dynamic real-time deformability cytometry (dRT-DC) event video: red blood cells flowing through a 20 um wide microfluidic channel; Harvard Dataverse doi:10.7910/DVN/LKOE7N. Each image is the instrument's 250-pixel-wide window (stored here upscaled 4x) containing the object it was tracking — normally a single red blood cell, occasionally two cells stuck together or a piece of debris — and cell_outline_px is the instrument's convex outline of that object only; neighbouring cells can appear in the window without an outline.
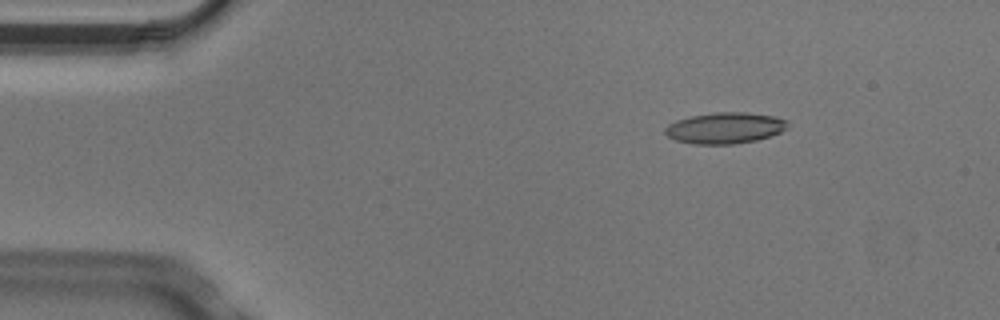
{"species": "Egyptian fruit bat (a non-hibernating species)", "species_latin": "Rousettus aegyptiacus", "temperature_condition": "cold", "stored_images_in_passage": 3, "camera_frame_rate_fps": 3000, "um_per_image_px": 0.085, "animal": {"sex": "male"}, "frame": {"image": 1, "passage_image": 1, "time_ms": 0.0, "image_size_px": [1000, 320], "cell_outline_px": [[788, 128], [780, 132], [756, 140], [732, 144], [696, 144], [676, 140], [668, 136], [664, 132], [664, 128], [668, 124], [676, 120], [692, 116], [716, 112], [744, 112], [776, 116], [788, 120]], "centroid_in_image_um": [61.63, 10.87], "position_along_channel_um": 23.4, "area_um2": 22.2}}